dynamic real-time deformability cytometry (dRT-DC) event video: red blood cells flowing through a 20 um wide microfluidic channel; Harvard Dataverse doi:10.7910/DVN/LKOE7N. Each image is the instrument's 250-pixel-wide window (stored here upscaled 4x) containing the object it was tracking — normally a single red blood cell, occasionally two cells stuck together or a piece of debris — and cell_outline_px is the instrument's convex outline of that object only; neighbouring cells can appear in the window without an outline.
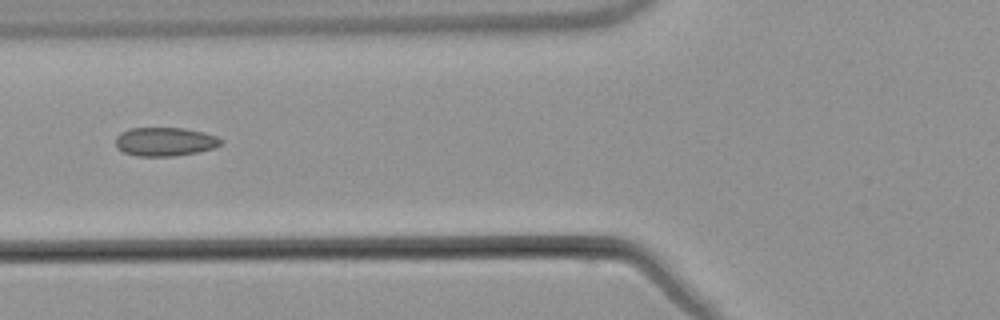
{"species": "common noctule bat (a hibernating species)", "species_latin": "Nyctalus noctula", "temperature_condition": "warm", "stored_images_in_passage": 7, "camera_frame_rate_fps": 3000, "um_per_image_px": 0.085, "animal": {"sex": "male", "body_mass_g": 21.5, "forearm_length_mm": 52.0}, "frame": {"image": 1, "passage_image": 5, "time_ms": 5.0, "image_size_px": [1000, 320], "cell_outline_px": [[224, 140], [216, 148], [176, 156], [136, 156], [124, 152], [116, 148], [116, 136], [120, 132], [128, 128], [184, 128], [204, 132], [216, 136]], "centroid_in_image_um": [14.01, 12.04], "position_along_channel_um": 111.8, "area_um2": 17.8}}
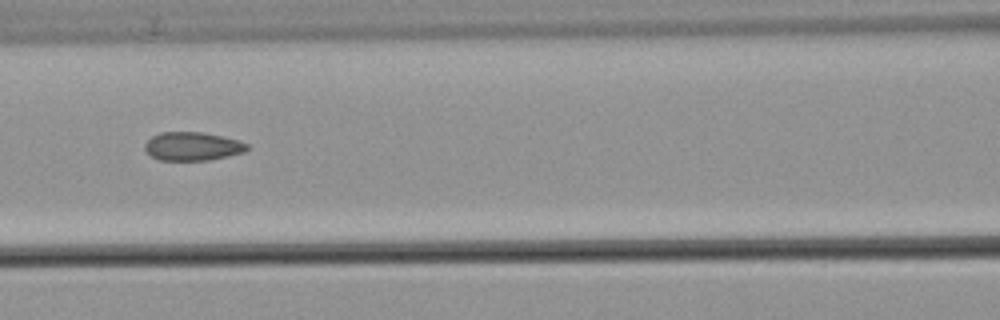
{"frame": {"image": 2, "passage_image": 6, "time_ms": 6.0, "image_size_px": [1000, 320], "cell_outline_px": [[248, 148], [244, 152], [212, 160], [160, 160], [152, 156], [144, 148], [144, 144], [152, 136], [160, 132], [204, 132], [240, 140], [248, 144]], "centroid_in_image_um": [16.38, 12.43], "position_along_channel_um": 150.2, "area_um2": 17.05}}